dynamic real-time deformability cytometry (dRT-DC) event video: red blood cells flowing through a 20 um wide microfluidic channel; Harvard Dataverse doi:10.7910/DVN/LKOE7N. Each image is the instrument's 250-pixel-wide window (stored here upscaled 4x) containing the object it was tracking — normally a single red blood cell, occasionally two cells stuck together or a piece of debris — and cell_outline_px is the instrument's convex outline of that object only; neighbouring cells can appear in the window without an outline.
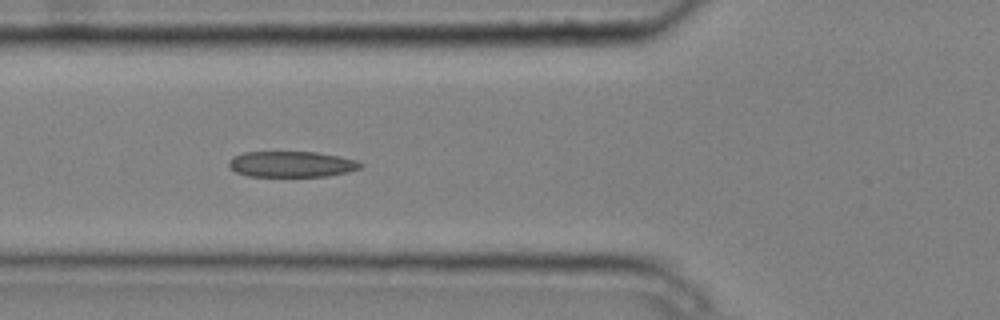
{"species": "common noctule bat (a hibernating species)", "species_latin": "Nyctalus noctula", "temperature_condition": "cold", "stored_images_in_passage": 6, "camera_frame_rate_fps": 3000, "um_per_image_px": 0.085, "animal": {"sex": "male", "body_mass_g": 20.4}, "frame": {"image": 1, "passage_image": 5, "time_ms": 1.333, "image_size_px": [1000, 320], "cell_outline_px": [[364, 164], [360, 168], [348, 172], [328, 176], [248, 176], [236, 172], [228, 164], [228, 160], [232, 156], [244, 152], [316, 152], [340, 156], [356, 160]], "centroid_in_image_um": [24.79, 13.95], "position_along_channel_um": 101.0, "area_um2": 19.88}}
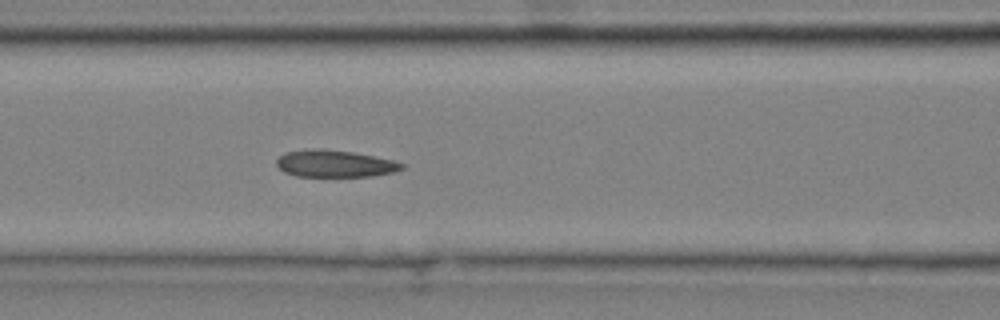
{"frame": {"image": 2, "passage_image": 6, "time_ms": 1.667, "image_size_px": [1000, 320], "cell_outline_px": [[404, 168], [392, 172], [372, 176], [296, 176], [284, 172], [276, 164], [276, 160], [284, 152], [312, 148], [352, 152], [392, 160], [404, 164]], "centroid_in_image_um": [28.41, 13.91], "position_along_channel_um": 138.2, "area_um2": 19.48}}